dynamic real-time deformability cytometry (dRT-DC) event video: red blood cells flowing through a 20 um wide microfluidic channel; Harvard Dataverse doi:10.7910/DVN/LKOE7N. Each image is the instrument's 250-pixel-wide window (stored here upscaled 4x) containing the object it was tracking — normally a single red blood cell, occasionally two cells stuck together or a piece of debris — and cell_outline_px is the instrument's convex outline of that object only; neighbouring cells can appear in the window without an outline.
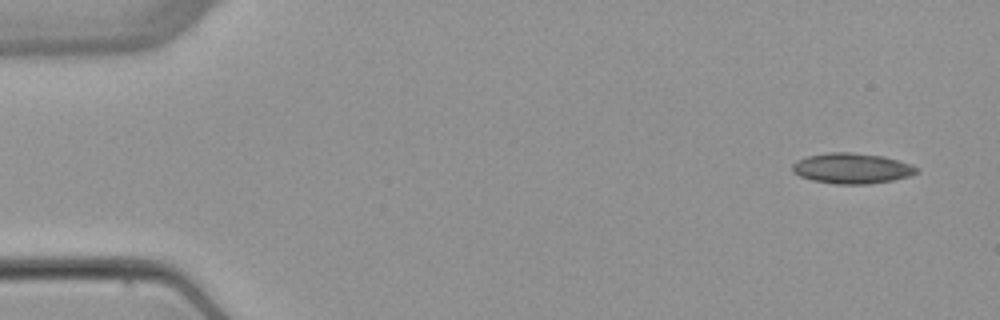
{"species": "common noctule bat (a hibernating species)", "species_latin": "Nyctalus noctula", "temperature_condition": "warm", "stored_images_in_passage": 4, "camera_frame_rate_fps": 3000, "um_per_image_px": 0.085, "animal": {"sex": "female", "body_mass_g": 22.7, "forearm_length_mm": 54.2}, "frame": {"image": 1, "passage_image": 1, "time_ms": 0.0, "image_size_px": [1000, 320], "cell_outline_px": [[920, 172], [908, 176], [892, 180], [868, 184], [836, 184], [812, 180], [800, 176], [792, 172], [792, 164], [796, 160], [808, 156], [828, 152], [848, 152], [884, 156], [912, 164], [920, 168]], "centroid_in_image_um": [72.42, 14.3], "position_along_channel_um": 12.6, "area_um2": 22.2}}
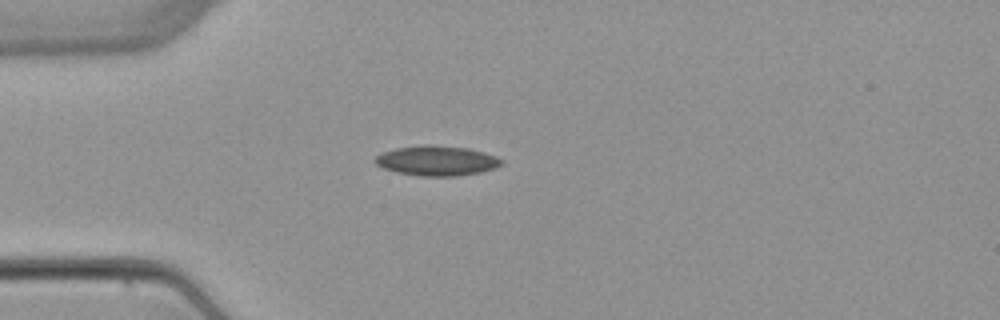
{"frame": {"image": 2, "passage_image": 4, "time_ms": 3.667, "image_size_px": [1000, 320], "cell_outline_px": [[504, 164], [496, 168], [480, 172], [456, 176], [420, 176], [396, 172], [384, 168], [376, 164], [372, 160], [376, 156], [384, 152], [396, 148], [424, 144], [432, 144], [468, 148], [484, 152], [496, 156], [504, 160]], "centroid_in_image_um": [37.15, 13.65], "position_along_channel_um": 47.8, "area_um2": 22.25}}